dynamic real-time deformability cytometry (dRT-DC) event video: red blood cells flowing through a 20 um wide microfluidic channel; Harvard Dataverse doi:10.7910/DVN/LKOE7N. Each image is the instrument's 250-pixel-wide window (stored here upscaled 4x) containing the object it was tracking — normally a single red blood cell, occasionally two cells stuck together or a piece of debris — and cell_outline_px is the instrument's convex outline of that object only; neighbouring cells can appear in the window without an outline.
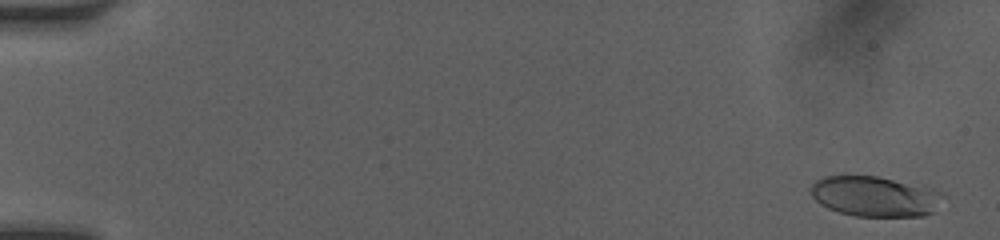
{"species": "human", "species_latin": "Homo sapiens", "temperature_condition": "room temperature", "stored_images_in_passage": 50, "camera_frame_rate_fps": 3000, "um_per_image_px": 0.085, "donor": {"sex": "female"}, "frame": {"image": 1, "passage_image": 2, "time_ms": 0.333, "image_size_px": [1000, 240], "cell_outline_px": [[948, 196], [932, 212], [924, 216], [856, 216], [840, 212], [828, 208], [820, 204], [812, 196], [812, 184], [816, 180], [824, 176], [876, 176], [932, 188], [944, 192]], "centroid_in_image_um": [74.43, 16.69], "position_along_channel_um": 10.6, "area_um2": 31.1}}
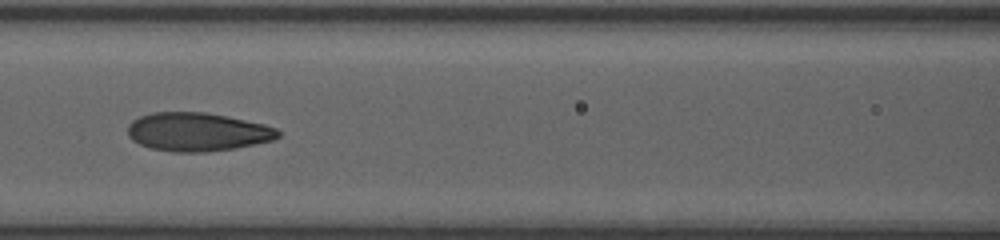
{"frame": {"image": 2, "passage_image": 24, "time_ms": 7.667, "image_size_px": [1000, 240], "cell_outline_px": [[280, 136], [272, 140], [232, 148], [204, 152], [176, 152], [152, 148], [140, 144], [132, 140], [128, 136], [128, 124], [132, 120], [140, 116], [152, 112], [204, 112], [228, 116], [264, 124], [276, 128], [280, 132]], "centroid_in_image_um": [16.75, 11.2], "position_along_channel_um": 149.8, "area_um2": 33.58}}
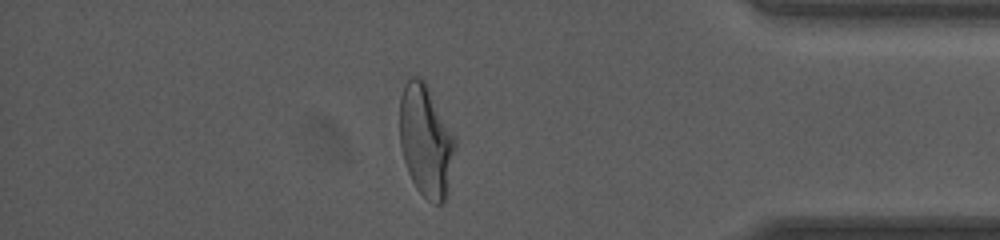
{"frame": {"image": 3, "passage_image": 44, "time_ms": 14.333, "image_size_px": [1000, 240], "cell_outline_px": [[456, 148], [448, 192], [444, 200], [440, 204], [436, 204], [428, 200], [416, 188], [408, 172], [400, 148], [400, 96], [404, 84], [412, 76], [420, 76], [424, 80], [456, 136]], "centroid_in_image_um": [36.22, 11.96], "position_along_channel_um": 399.0, "area_um2": 36.53}, "authors_computed_cell_mechanics": {"area_um2": 32.946, "velocity_mm_per_s": 4.1504, "shape_relaxation_time_tau1_ms": 4.2076, "shape_relaxation_time_tau2_ms": 1.2232, "deformation_change_tau1": 0.1922, "deformation_change_tau2": 0.0772}}